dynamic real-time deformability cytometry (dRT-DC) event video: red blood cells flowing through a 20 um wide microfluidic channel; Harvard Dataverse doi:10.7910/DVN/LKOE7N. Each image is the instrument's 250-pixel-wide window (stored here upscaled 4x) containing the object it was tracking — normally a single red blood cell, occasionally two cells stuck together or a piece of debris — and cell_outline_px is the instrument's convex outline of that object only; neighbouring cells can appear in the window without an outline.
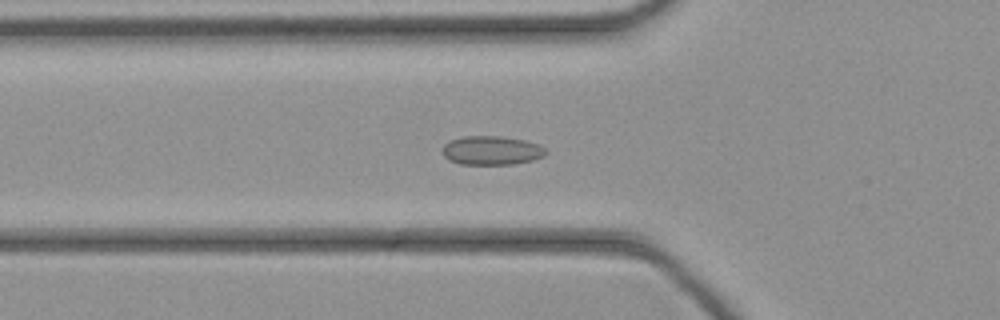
{"species": "common noctule bat (a hibernating species)", "species_latin": "Nyctalus noctula", "temperature_condition": "cold", "stored_images_in_passage": 41, "camera_frame_rate_fps": 3000, "um_per_image_px": 0.085, "animal": {"sex": "female", "body_mass_g": 21.9}, "frame": {"image": 1, "passage_image": 11, "time_ms": 3.333, "image_size_px": [1000, 320], "cell_outline_px": [[548, 152], [544, 156], [532, 160], [512, 164], [460, 164], [448, 160], [440, 152], [444, 144], [448, 140], [464, 136], [500, 136], [524, 140], [540, 144]], "centroid_in_image_um": [41.75, 12.78], "position_along_channel_um": 84.1, "area_um2": 17.63}}
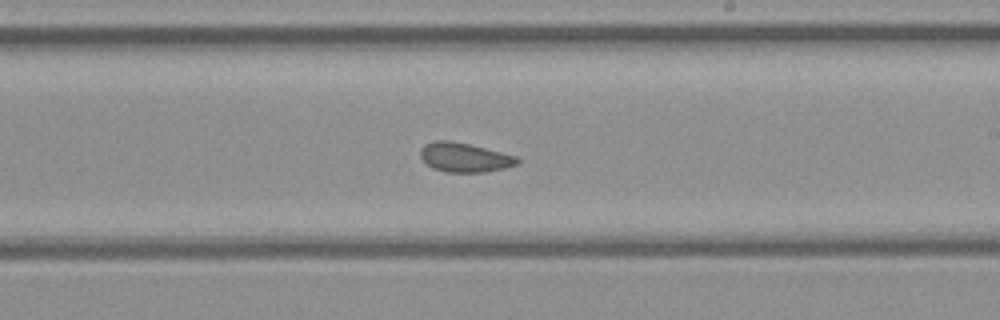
{"frame": {"image": 2, "passage_image": 22, "time_ms": 7.0, "image_size_px": [1000, 320], "cell_outline_px": [[520, 164], [504, 168], [484, 172], [448, 172], [432, 168], [420, 156], [420, 148], [424, 144], [436, 140], [452, 140], [516, 156], [520, 160]], "centroid_in_image_um": [39.48, 13.37], "position_along_channel_um": 249.5, "area_um2": 16.47}}
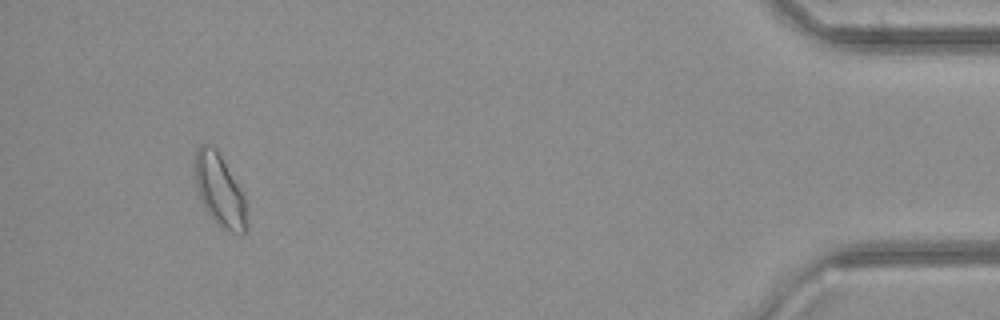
{"frame": {"image": 3, "passage_image": 38, "time_ms": 12.333, "image_size_px": [1000, 320], "cell_outline_px": [[244, 232], [240, 236], [216, 224], [200, 200], [196, 184], [196, 148], [200, 144], [208, 144], [216, 148], [244, 196]], "centroid_in_image_um": [18.63, 16.16], "position_along_channel_um": 416.6, "area_um2": 20.92}}